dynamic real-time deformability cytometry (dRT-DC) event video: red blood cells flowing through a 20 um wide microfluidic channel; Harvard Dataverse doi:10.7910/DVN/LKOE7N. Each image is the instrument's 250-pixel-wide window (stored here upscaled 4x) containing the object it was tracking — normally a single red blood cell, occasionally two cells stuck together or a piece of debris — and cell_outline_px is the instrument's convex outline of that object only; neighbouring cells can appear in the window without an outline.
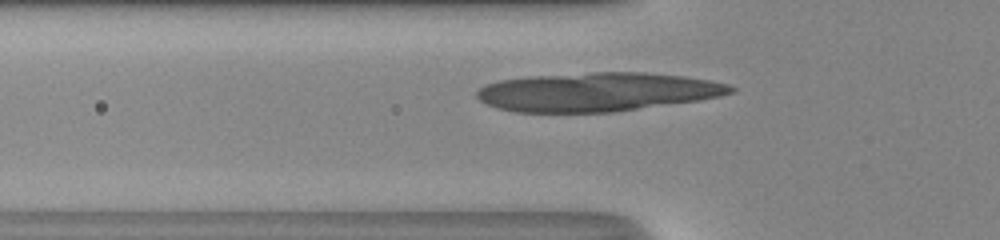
{"species": "human", "species_latin": "Homo sapiens", "temperature_condition": "room temperature", "stored_images_in_passage": 38, "camera_frame_rate_fps": 3000, "um_per_image_px": 0.085, "donor": {"sex": "male"}, "frame": {"image": 1, "passage_image": 15, "time_ms": 4.667, "image_size_px": [1000, 240], "cell_outline_px": [[736, 92], [720, 96], [700, 100], [612, 112], [516, 112], [496, 108], [480, 100], [476, 96], [476, 92], [484, 84], [500, 80], [528, 76], [592, 72], [644, 72], [684, 76], [708, 80], [728, 84], [736, 88]], "centroid_in_image_um": [50.77, 7.81], "position_along_channel_um": 75.0, "area_um2": 57.51}}
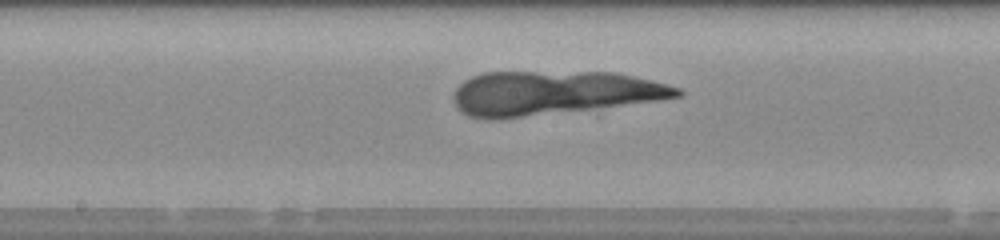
{"frame": {"image": 2, "passage_image": 24, "time_ms": 7.667, "image_size_px": [1000, 240], "cell_outline_px": [[684, 96], [660, 100], [496, 120], [488, 120], [468, 116], [460, 112], [456, 108], [452, 100], [452, 96], [456, 88], [464, 80], [472, 76], [484, 72], [612, 72], [652, 80], [680, 88], [684, 92]], "centroid_in_image_um": [46.97, 7.9], "position_along_channel_um": 201.2, "area_um2": 57.51}}
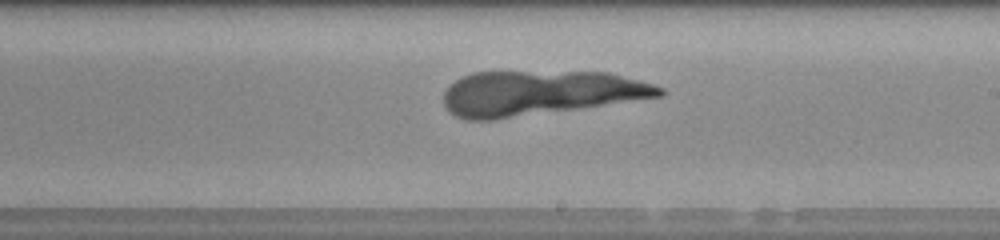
{"frame": {"image": 3, "passage_image": 27, "time_ms": 8.667, "image_size_px": [1000, 240], "cell_outline_px": [[664, 96], [492, 120], [464, 120], [448, 112], [444, 104], [444, 92], [448, 84], [460, 76], [472, 72], [608, 72], [652, 84], [664, 88]], "centroid_in_image_um": [45.8, 7.9], "position_along_channel_um": 243.2, "area_um2": 56.12}}